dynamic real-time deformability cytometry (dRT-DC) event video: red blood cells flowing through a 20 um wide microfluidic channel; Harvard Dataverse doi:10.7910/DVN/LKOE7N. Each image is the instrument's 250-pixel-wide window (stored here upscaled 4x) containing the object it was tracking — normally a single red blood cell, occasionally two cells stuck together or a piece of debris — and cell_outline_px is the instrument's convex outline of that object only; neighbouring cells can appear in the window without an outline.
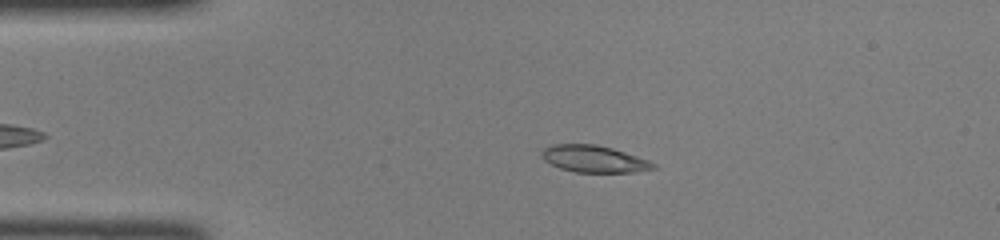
{"species": "common noctule bat (a hibernating species)", "species_latin": "Nyctalus noctula", "temperature_condition": "room temperature", "stored_images_in_passage": 37, "camera_frame_rate_fps": 3000, "um_per_image_px": 0.085, "animal": {"sex": "female", "body_mass_g": 22.0, "forearm_length_mm": 56.7}, "frame": {"image": 1, "passage_image": 5, "time_ms": 1.333, "image_size_px": [1000, 240], "cell_outline_px": [[656, 168], [636, 172], [576, 172], [560, 168], [544, 160], [540, 156], [540, 152], [544, 148], [552, 144], [596, 144], [612, 148], [648, 160], [656, 164]], "centroid_in_image_um": [50.46, 13.5], "position_along_channel_um": 34.5, "area_um2": 17.46}}
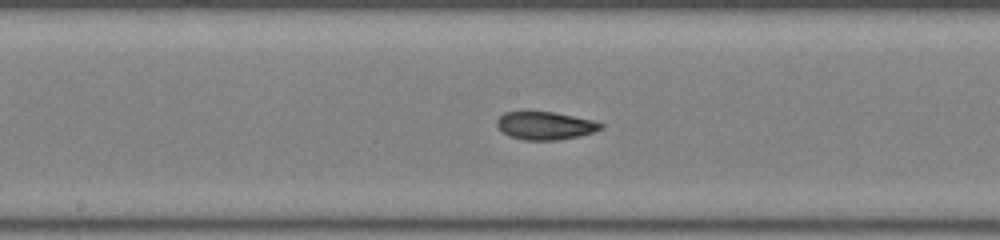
{"frame": {"image": 2, "passage_image": 19, "time_ms": 6.0, "image_size_px": [1000, 240], "cell_outline_px": [[604, 128], [580, 136], [556, 140], [524, 140], [508, 136], [496, 124], [496, 120], [504, 112], [524, 108], [556, 112], [596, 120], [604, 124]], "centroid_in_image_um": [46.33, 10.62], "position_along_channel_um": 201.9, "area_um2": 17.8}}
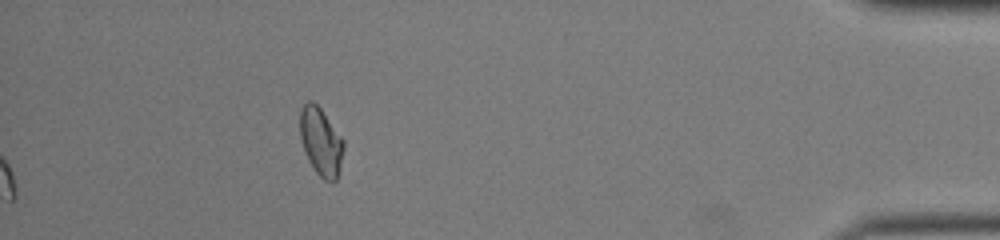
{"frame": {"image": 3, "passage_image": 37, "time_ms": 12.0, "image_size_px": [1000, 240], "cell_outline_px": [[344, 148], [340, 168], [336, 180], [332, 184], [324, 180], [316, 172], [308, 160], [300, 136], [300, 108], [308, 100], [312, 100], [320, 108], [344, 140]], "centroid_in_image_um": [27.28, 12.05], "position_along_channel_um": 407.9, "area_um2": 17.28}}